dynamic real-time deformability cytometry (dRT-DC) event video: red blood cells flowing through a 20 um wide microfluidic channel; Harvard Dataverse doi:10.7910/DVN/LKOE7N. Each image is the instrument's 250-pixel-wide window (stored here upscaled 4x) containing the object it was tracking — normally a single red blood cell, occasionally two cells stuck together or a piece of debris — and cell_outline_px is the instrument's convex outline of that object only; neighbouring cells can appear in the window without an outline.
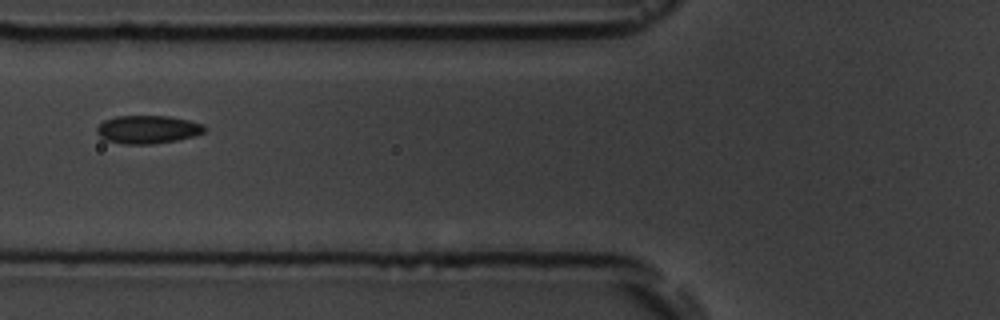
{"species": "common noctule bat (a hibernating species)", "species_latin": "Nyctalus noctula", "temperature_condition": "room temperature", "stored_images_in_passage": 13, "camera_frame_rate_fps": 3000, "um_per_image_px": 0.085, "animal": {"sex": "male", "body_mass_g": 19.5, "forearm_length_mm": 54.6}, "frame": {"image": 1, "passage_image": 6, "time_ms": 6.667, "image_size_px": [1000, 320], "cell_outline_px": [[208, 128], [204, 132], [192, 136], [176, 140], [152, 144], [120, 144], [104, 140], [96, 132], [96, 128], [104, 120], [116, 116], [168, 116], [188, 120], [204, 124]], "centroid_in_image_um": [12.54, 11.0], "position_along_channel_um": 113.3, "area_um2": 17.74}}
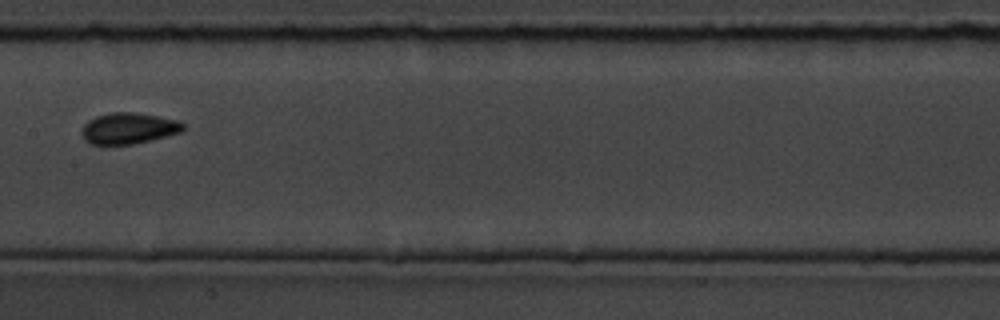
{"frame": {"image": 2, "passage_image": 8, "time_ms": 9.0, "image_size_px": [1000, 320], "cell_outline_px": [[184, 128], [180, 132], [132, 144], [88, 144], [84, 140], [80, 132], [84, 124], [88, 120], [96, 116], [112, 112], [132, 112], [180, 120], [184, 124]], "centroid_in_image_um": [10.88, 10.9], "position_along_channel_um": 196.5, "area_um2": 18.26}, "authors_computed_cell_mechanics": {"area_um2": 17.7446, "velocity_mm_per_s": 3.5782, "shape_relaxation_time_tau1_ms": null, "shape_relaxation_time_tau2_ms": 2.4788, "deformation_change_tau1": null, "deformation_change_tau2": 0.0848}}